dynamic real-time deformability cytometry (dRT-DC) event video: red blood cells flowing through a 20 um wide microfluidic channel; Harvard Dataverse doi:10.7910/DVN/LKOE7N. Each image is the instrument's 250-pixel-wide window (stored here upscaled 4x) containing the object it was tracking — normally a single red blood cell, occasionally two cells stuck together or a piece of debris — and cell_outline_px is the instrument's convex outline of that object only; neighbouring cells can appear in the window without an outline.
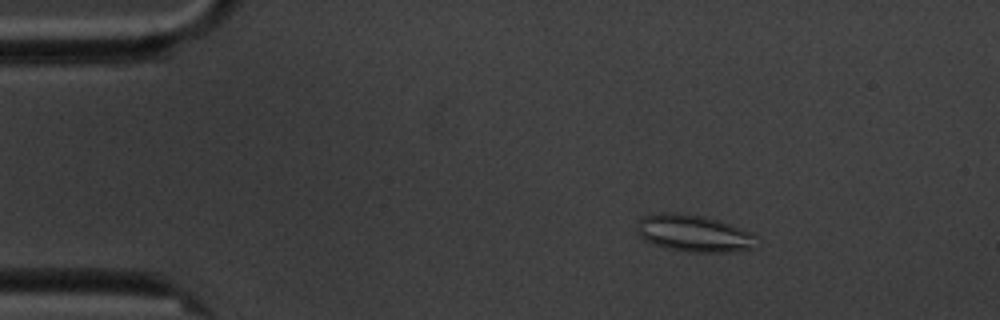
{"species": "common noctule bat (a hibernating species)", "species_latin": "Nyctalus noctula", "temperature_condition": "cold", "stored_images_in_passage": 8, "camera_frame_rate_fps": 3000, "um_per_image_px": 0.085, "animal": {"sex": "male", "body_mass_g": 20.1, "forearm_length_mm": 53.5}, "frame": {"image": 1, "passage_image": 3, "time_ms": 2.333, "image_size_px": [1000, 320], "cell_outline_px": [[756, 236], [752, 248], [732, 252], [688, 252], [668, 248], [652, 244], [644, 240], [636, 232], [636, 224], [644, 216], [660, 212], [676, 212], [704, 216], [728, 224], [748, 232]], "centroid_in_image_um": [58.88, 19.83], "position_along_channel_um": 26.1, "area_um2": 25.55}}
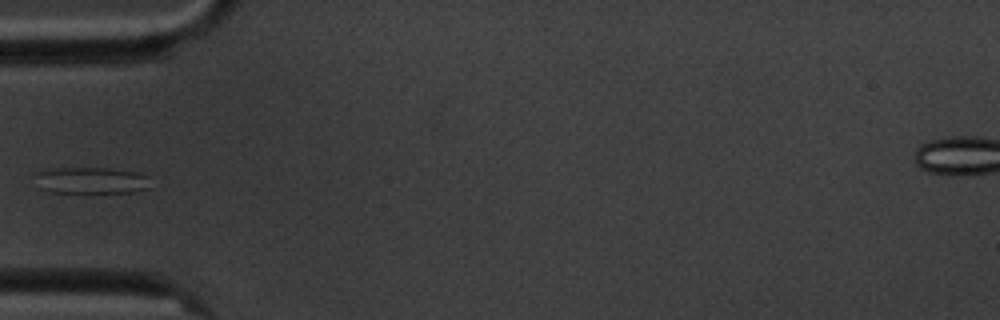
{"frame": {"image": 2, "passage_image": 6, "time_ms": 5.667, "image_size_px": [1000, 320], "cell_outline_px": [[152, 188], [132, 192], [48, 192], [40, 188], [32, 172], [56, 168], [108, 168], [136, 172], [148, 176]], "centroid_in_image_um": [7.74, 15.33], "position_along_channel_um": 77.3, "area_um2": 18.03}}
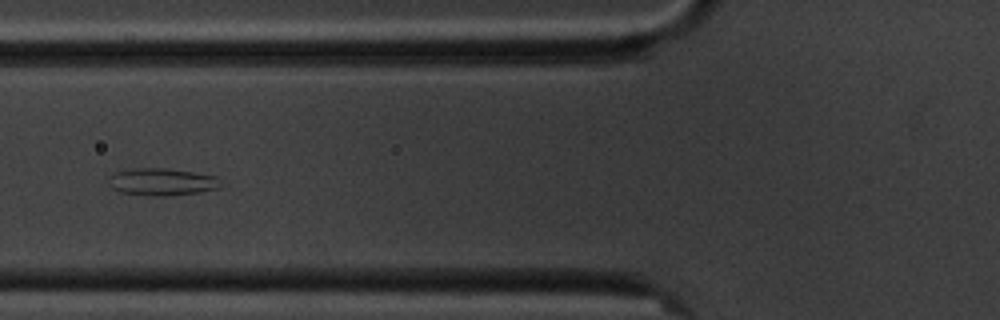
{"frame": {"image": 3, "passage_image": 7, "time_ms": 6.667, "image_size_px": [1000, 320], "cell_outline_px": [[220, 188], [200, 192], [164, 196], [148, 196], [120, 192], [112, 188], [108, 176], [116, 172], [136, 168], [168, 168], [216, 176]], "centroid_in_image_um": [13.74, 15.46], "position_along_channel_um": 112.1, "area_um2": 17.69}}